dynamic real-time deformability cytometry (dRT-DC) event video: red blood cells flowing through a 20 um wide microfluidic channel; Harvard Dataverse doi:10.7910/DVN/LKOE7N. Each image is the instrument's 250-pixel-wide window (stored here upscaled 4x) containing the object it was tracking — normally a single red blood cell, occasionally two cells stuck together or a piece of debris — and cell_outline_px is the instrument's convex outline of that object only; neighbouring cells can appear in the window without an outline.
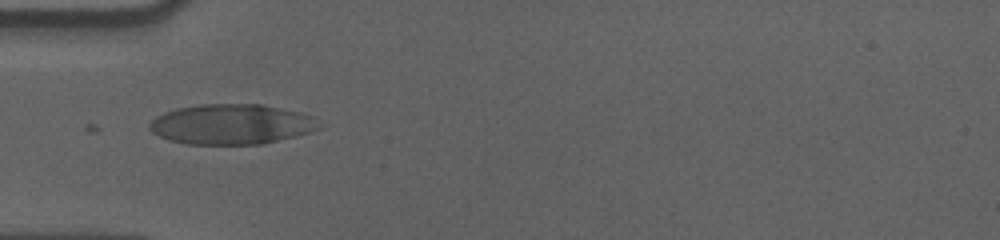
{"species": "human", "species_latin": "Homo sapiens", "temperature_condition": "cold", "stored_images_in_passage": 36, "camera_frame_rate_fps": 3000, "um_per_image_px": 0.085, "donor": {"sex": "male"}, "frame": {"image": 1, "passage_image": 1, "time_ms": 0.0, "image_size_px": [1000, 240], "cell_outline_px": [[320, 128], [296, 136], [260, 144], [184, 144], [168, 140], [152, 132], [148, 128], [148, 124], [156, 116], [164, 112], [176, 108], [200, 104], [260, 104], [300, 112], [316, 116]], "centroid_in_image_um": [19.65, 10.55], "position_along_channel_um": 65.3, "area_um2": 39.82}}
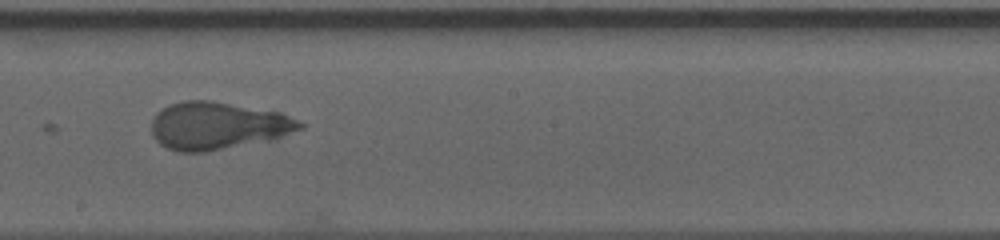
{"frame": {"image": 2, "passage_image": 15, "time_ms": 4.667, "image_size_px": [1000, 240], "cell_outline_px": [[304, 128], [276, 140], [204, 152], [176, 152], [160, 144], [152, 136], [152, 120], [156, 112], [172, 104], [184, 100], [212, 100], [280, 112], [304, 124]], "centroid_in_image_um": [18.53, 10.7], "position_along_channel_um": 229.7, "area_um2": 41.56}}
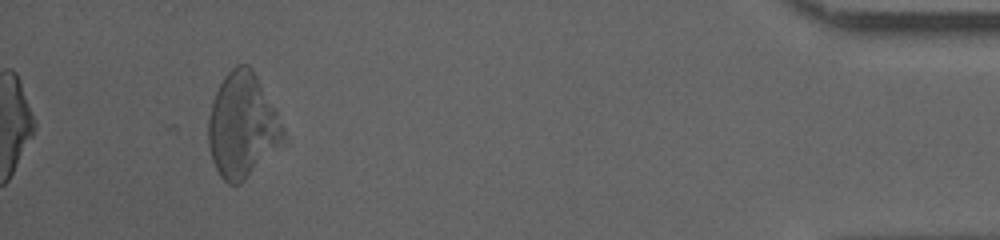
{"frame": {"image": 3, "passage_image": 36, "time_ms": 11.667, "image_size_px": [1000, 240], "cell_outline_px": [[284, 144], [240, 184], [228, 184], [220, 176], [212, 160], [208, 144], [208, 116], [212, 100], [224, 76], [236, 64], [248, 64], [252, 68], [276, 112], [284, 128]], "centroid_in_image_um": [20.59, 10.69], "position_along_channel_um": 414.6, "area_um2": 45.78}, "authors_computed_cell_mechanics": {"area_um2": 41.1536, "velocity_mm_per_s": 3.5407, "shape_relaxation_time_tau1_ms": 4.4282, "shape_relaxation_time_tau2_ms": null, "deformation_change_tau1": 0.1177, "deformation_change_tau2": null}}